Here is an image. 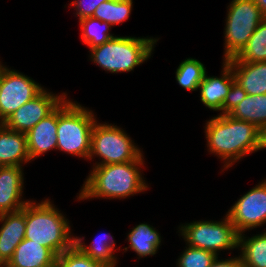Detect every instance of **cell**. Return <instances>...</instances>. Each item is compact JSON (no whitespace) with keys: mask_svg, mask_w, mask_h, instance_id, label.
I'll use <instances>...</instances> for the list:
<instances>
[{"mask_svg":"<svg viewBox=\"0 0 266 267\" xmlns=\"http://www.w3.org/2000/svg\"><path fill=\"white\" fill-rule=\"evenodd\" d=\"M158 39L118 37L90 49L91 60L111 73L130 72L146 61Z\"/></svg>","mask_w":266,"mask_h":267,"instance_id":"obj_5","label":"cell"},{"mask_svg":"<svg viewBox=\"0 0 266 267\" xmlns=\"http://www.w3.org/2000/svg\"><path fill=\"white\" fill-rule=\"evenodd\" d=\"M254 1L261 10L262 14L266 17V0H254Z\"/></svg>","mask_w":266,"mask_h":267,"instance_id":"obj_32","label":"cell"},{"mask_svg":"<svg viewBox=\"0 0 266 267\" xmlns=\"http://www.w3.org/2000/svg\"><path fill=\"white\" fill-rule=\"evenodd\" d=\"M141 151L130 137L116 125L96 123L92 128L91 149L88 159L94 155L102 158L96 165L135 161Z\"/></svg>","mask_w":266,"mask_h":267,"instance_id":"obj_7","label":"cell"},{"mask_svg":"<svg viewBox=\"0 0 266 267\" xmlns=\"http://www.w3.org/2000/svg\"><path fill=\"white\" fill-rule=\"evenodd\" d=\"M266 148V127L262 130V149Z\"/></svg>","mask_w":266,"mask_h":267,"instance_id":"obj_33","label":"cell"},{"mask_svg":"<svg viewBox=\"0 0 266 267\" xmlns=\"http://www.w3.org/2000/svg\"><path fill=\"white\" fill-rule=\"evenodd\" d=\"M228 115L262 131L266 127V94L247 95Z\"/></svg>","mask_w":266,"mask_h":267,"instance_id":"obj_19","label":"cell"},{"mask_svg":"<svg viewBox=\"0 0 266 267\" xmlns=\"http://www.w3.org/2000/svg\"><path fill=\"white\" fill-rule=\"evenodd\" d=\"M23 171L20 166H0V214L22 209Z\"/></svg>","mask_w":266,"mask_h":267,"instance_id":"obj_12","label":"cell"},{"mask_svg":"<svg viewBox=\"0 0 266 267\" xmlns=\"http://www.w3.org/2000/svg\"><path fill=\"white\" fill-rule=\"evenodd\" d=\"M57 256L47 247L24 238L6 267H56Z\"/></svg>","mask_w":266,"mask_h":267,"instance_id":"obj_16","label":"cell"},{"mask_svg":"<svg viewBox=\"0 0 266 267\" xmlns=\"http://www.w3.org/2000/svg\"><path fill=\"white\" fill-rule=\"evenodd\" d=\"M228 63L231 65L235 81L247 95L266 94V61Z\"/></svg>","mask_w":266,"mask_h":267,"instance_id":"obj_18","label":"cell"},{"mask_svg":"<svg viewBox=\"0 0 266 267\" xmlns=\"http://www.w3.org/2000/svg\"><path fill=\"white\" fill-rule=\"evenodd\" d=\"M143 159L141 154L135 161L94 165L77 198H125L146 190L140 171Z\"/></svg>","mask_w":266,"mask_h":267,"instance_id":"obj_2","label":"cell"},{"mask_svg":"<svg viewBox=\"0 0 266 267\" xmlns=\"http://www.w3.org/2000/svg\"><path fill=\"white\" fill-rule=\"evenodd\" d=\"M127 239L130 243L129 248L135 251L139 258L155 255L161 243L159 233L147 223H141L134 227Z\"/></svg>","mask_w":266,"mask_h":267,"instance_id":"obj_20","label":"cell"},{"mask_svg":"<svg viewBox=\"0 0 266 267\" xmlns=\"http://www.w3.org/2000/svg\"><path fill=\"white\" fill-rule=\"evenodd\" d=\"M108 236V237H107ZM110 239L107 241V239ZM78 237H75V245L78 247L84 254L93 259L94 261L106 264L108 267H115L116 258L114 256L113 250L115 247V242L113 237L109 234L99 235L96 239L91 242L90 246L84 245V242ZM83 242V243H82Z\"/></svg>","mask_w":266,"mask_h":267,"instance_id":"obj_22","label":"cell"},{"mask_svg":"<svg viewBox=\"0 0 266 267\" xmlns=\"http://www.w3.org/2000/svg\"><path fill=\"white\" fill-rule=\"evenodd\" d=\"M246 96L247 92L234 80L222 106V113L220 114H229Z\"/></svg>","mask_w":266,"mask_h":267,"instance_id":"obj_29","label":"cell"},{"mask_svg":"<svg viewBox=\"0 0 266 267\" xmlns=\"http://www.w3.org/2000/svg\"><path fill=\"white\" fill-rule=\"evenodd\" d=\"M209 267H243L240 256L225 260H218V256Z\"/></svg>","mask_w":266,"mask_h":267,"instance_id":"obj_31","label":"cell"},{"mask_svg":"<svg viewBox=\"0 0 266 267\" xmlns=\"http://www.w3.org/2000/svg\"><path fill=\"white\" fill-rule=\"evenodd\" d=\"M221 77H208L207 73L199 84L201 102L214 111H222L226 96L235 80L231 65L224 60Z\"/></svg>","mask_w":266,"mask_h":267,"instance_id":"obj_15","label":"cell"},{"mask_svg":"<svg viewBox=\"0 0 266 267\" xmlns=\"http://www.w3.org/2000/svg\"><path fill=\"white\" fill-rule=\"evenodd\" d=\"M42 90L39 83L30 77L2 65L0 124H3L18 108L32 100Z\"/></svg>","mask_w":266,"mask_h":267,"instance_id":"obj_9","label":"cell"},{"mask_svg":"<svg viewBox=\"0 0 266 267\" xmlns=\"http://www.w3.org/2000/svg\"><path fill=\"white\" fill-rule=\"evenodd\" d=\"M227 62H262L266 61V18L258 25L247 44Z\"/></svg>","mask_w":266,"mask_h":267,"instance_id":"obj_23","label":"cell"},{"mask_svg":"<svg viewBox=\"0 0 266 267\" xmlns=\"http://www.w3.org/2000/svg\"><path fill=\"white\" fill-rule=\"evenodd\" d=\"M30 161L26 133L0 124V166H20Z\"/></svg>","mask_w":266,"mask_h":267,"instance_id":"obj_17","label":"cell"},{"mask_svg":"<svg viewBox=\"0 0 266 267\" xmlns=\"http://www.w3.org/2000/svg\"><path fill=\"white\" fill-rule=\"evenodd\" d=\"M206 68L197 59H185L176 70V81L187 90L195 91L204 79Z\"/></svg>","mask_w":266,"mask_h":267,"instance_id":"obj_26","label":"cell"},{"mask_svg":"<svg viewBox=\"0 0 266 267\" xmlns=\"http://www.w3.org/2000/svg\"><path fill=\"white\" fill-rule=\"evenodd\" d=\"M132 0H109L96 8L93 18L108 23L110 26L127 20L132 10Z\"/></svg>","mask_w":266,"mask_h":267,"instance_id":"obj_24","label":"cell"},{"mask_svg":"<svg viewBox=\"0 0 266 267\" xmlns=\"http://www.w3.org/2000/svg\"><path fill=\"white\" fill-rule=\"evenodd\" d=\"M109 0H75L71 3L77 10L76 15L79 16V20L87 17H93V14L97 7L103 2Z\"/></svg>","mask_w":266,"mask_h":267,"instance_id":"obj_30","label":"cell"},{"mask_svg":"<svg viewBox=\"0 0 266 267\" xmlns=\"http://www.w3.org/2000/svg\"><path fill=\"white\" fill-rule=\"evenodd\" d=\"M181 235L188 246L210 251L218 256L220 250L238 247L239 234L229 217L223 221H195L182 225Z\"/></svg>","mask_w":266,"mask_h":267,"instance_id":"obj_8","label":"cell"},{"mask_svg":"<svg viewBox=\"0 0 266 267\" xmlns=\"http://www.w3.org/2000/svg\"><path fill=\"white\" fill-rule=\"evenodd\" d=\"M187 247L178 259V267H209L217 257L210 251Z\"/></svg>","mask_w":266,"mask_h":267,"instance_id":"obj_28","label":"cell"},{"mask_svg":"<svg viewBox=\"0 0 266 267\" xmlns=\"http://www.w3.org/2000/svg\"><path fill=\"white\" fill-rule=\"evenodd\" d=\"M79 23L82 30L81 38L83 42L90 47V49L98 45H102L115 37L113 34L109 33L111 26L99 19L87 17L79 20Z\"/></svg>","mask_w":266,"mask_h":267,"instance_id":"obj_25","label":"cell"},{"mask_svg":"<svg viewBox=\"0 0 266 267\" xmlns=\"http://www.w3.org/2000/svg\"><path fill=\"white\" fill-rule=\"evenodd\" d=\"M63 94L55 96L43 89L32 100L18 108L3 124L10 130L27 133L67 98V94Z\"/></svg>","mask_w":266,"mask_h":267,"instance_id":"obj_11","label":"cell"},{"mask_svg":"<svg viewBox=\"0 0 266 267\" xmlns=\"http://www.w3.org/2000/svg\"><path fill=\"white\" fill-rule=\"evenodd\" d=\"M0 266L11 259L18 244L25 238V206L15 212L0 214Z\"/></svg>","mask_w":266,"mask_h":267,"instance_id":"obj_13","label":"cell"},{"mask_svg":"<svg viewBox=\"0 0 266 267\" xmlns=\"http://www.w3.org/2000/svg\"><path fill=\"white\" fill-rule=\"evenodd\" d=\"M245 238L244 234L238 238L243 267H266V232Z\"/></svg>","mask_w":266,"mask_h":267,"instance_id":"obj_21","label":"cell"},{"mask_svg":"<svg viewBox=\"0 0 266 267\" xmlns=\"http://www.w3.org/2000/svg\"><path fill=\"white\" fill-rule=\"evenodd\" d=\"M96 121L91 110L65 99L58 106L57 149L88 159Z\"/></svg>","mask_w":266,"mask_h":267,"instance_id":"obj_4","label":"cell"},{"mask_svg":"<svg viewBox=\"0 0 266 267\" xmlns=\"http://www.w3.org/2000/svg\"><path fill=\"white\" fill-rule=\"evenodd\" d=\"M67 220L49 199L37 204L30 200L25 205V238L49 248L59 256L75 244Z\"/></svg>","mask_w":266,"mask_h":267,"instance_id":"obj_3","label":"cell"},{"mask_svg":"<svg viewBox=\"0 0 266 267\" xmlns=\"http://www.w3.org/2000/svg\"><path fill=\"white\" fill-rule=\"evenodd\" d=\"M58 107L26 133L30 160L57 149Z\"/></svg>","mask_w":266,"mask_h":267,"instance_id":"obj_14","label":"cell"},{"mask_svg":"<svg viewBox=\"0 0 266 267\" xmlns=\"http://www.w3.org/2000/svg\"><path fill=\"white\" fill-rule=\"evenodd\" d=\"M226 215L239 235L266 223V179L237 200Z\"/></svg>","mask_w":266,"mask_h":267,"instance_id":"obj_10","label":"cell"},{"mask_svg":"<svg viewBox=\"0 0 266 267\" xmlns=\"http://www.w3.org/2000/svg\"><path fill=\"white\" fill-rule=\"evenodd\" d=\"M56 267H108L106 264L94 261L84 254L74 244L71 248L57 256Z\"/></svg>","mask_w":266,"mask_h":267,"instance_id":"obj_27","label":"cell"},{"mask_svg":"<svg viewBox=\"0 0 266 267\" xmlns=\"http://www.w3.org/2000/svg\"><path fill=\"white\" fill-rule=\"evenodd\" d=\"M1 75H2V64H0V80H1Z\"/></svg>","mask_w":266,"mask_h":267,"instance_id":"obj_34","label":"cell"},{"mask_svg":"<svg viewBox=\"0 0 266 267\" xmlns=\"http://www.w3.org/2000/svg\"><path fill=\"white\" fill-rule=\"evenodd\" d=\"M228 7L224 60L235 57L266 18L254 0H232Z\"/></svg>","mask_w":266,"mask_h":267,"instance_id":"obj_6","label":"cell"},{"mask_svg":"<svg viewBox=\"0 0 266 267\" xmlns=\"http://www.w3.org/2000/svg\"><path fill=\"white\" fill-rule=\"evenodd\" d=\"M210 153L225 160L228 169L240 158L262 150V131L254 124L238 120L228 114H219L205 126Z\"/></svg>","mask_w":266,"mask_h":267,"instance_id":"obj_1","label":"cell"}]
</instances>
